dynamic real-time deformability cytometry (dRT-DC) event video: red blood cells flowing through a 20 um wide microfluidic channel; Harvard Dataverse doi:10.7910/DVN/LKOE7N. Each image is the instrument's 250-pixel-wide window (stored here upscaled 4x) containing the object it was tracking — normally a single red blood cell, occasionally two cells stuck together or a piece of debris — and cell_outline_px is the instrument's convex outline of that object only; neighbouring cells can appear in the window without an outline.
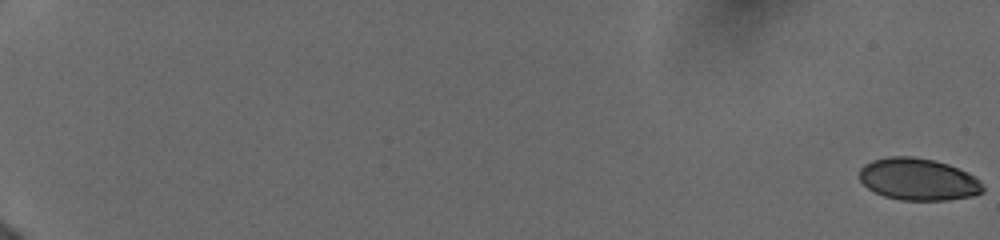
{"species": "human", "species_latin": "Homo sapiens", "temperature_condition": "cold", "stored_images_in_passage": 48, "camera_frame_rate_fps": 3000, "um_per_image_px": 0.085, "donor": {"sex": "female"}, "frame": {"image": 1, "passage_image": 1, "time_ms": 0.0, "image_size_px": [1000, 240], "cell_outline_px": [[984, 192], [972, 196], [948, 200], [900, 200], [884, 196], [868, 188], [860, 180], [860, 168], [864, 164], [872, 160], [888, 156], [912, 156], [932, 160], [948, 164], [968, 172], [976, 176], [984, 184]], "centroid_in_image_um": [78.08, 15.24], "position_along_channel_um": 6.9, "area_um2": 30.46}}
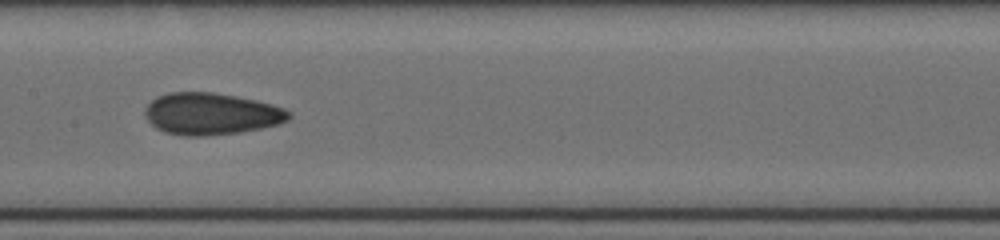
{"frame": {"image": 2, "passage_image": 27, "time_ms": 10.667, "image_size_px": [1000, 240], "cell_outline_px": [[292, 116], [288, 120], [280, 124], [240, 132], [204, 136], [184, 136], [164, 132], [156, 128], [144, 116], [144, 108], [156, 96], [168, 92], [212, 92], [236, 96], [256, 100], [272, 104], [284, 108], [292, 112]], "centroid_in_image_um": [17.95, 9.67], "position_along_channel_um": 189.5, "area_um2": 35.37}}
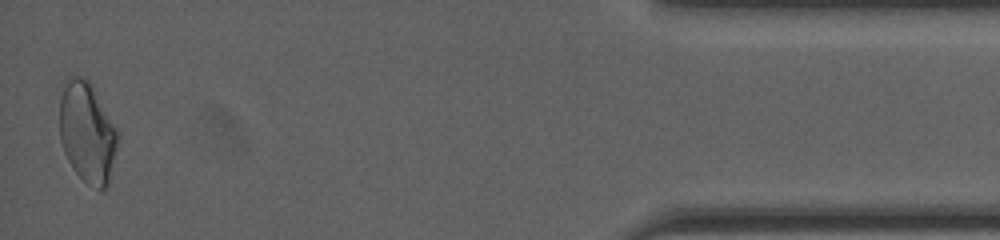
{"frame": {"image": 3, "passage_image": 48, "time_ms": 18.333, "image_size_px": [1000, 240], "cell_outline_px": [[120, 136], [108, 184], [100, 192], [88, 184], [72, 168], [64, 152], [60, 140], [60, 100], [68, 76], [80, 76], [88, 80], [92, 84], [120, 132]], "centroid_in_image_um": [7.45, 11.26], "position_along_channel_um": 427.8, "area_um2": 34.45}, "authors_computed_cell_mechanics": {"area_um2": 33.0038, "velocity_mm_per_s": 3.9376, "shape_relaxation_time_tau1_ms": null, "shape_relaxation_time_tau2_ms": 2.1255, "deformation_change_tau1": null, "deformation_change_tau2": 0.0701}}